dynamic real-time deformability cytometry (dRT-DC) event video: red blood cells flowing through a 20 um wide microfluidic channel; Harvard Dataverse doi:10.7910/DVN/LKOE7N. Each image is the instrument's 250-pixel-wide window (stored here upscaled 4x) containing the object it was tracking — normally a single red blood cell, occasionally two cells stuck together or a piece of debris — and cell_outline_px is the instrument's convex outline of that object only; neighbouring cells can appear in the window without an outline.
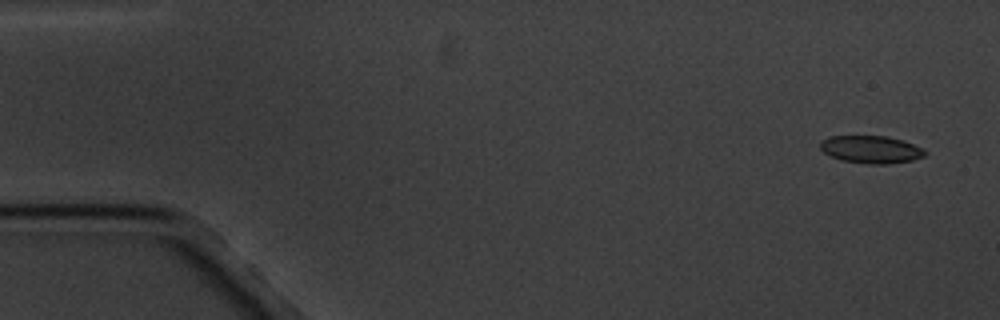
{"species": "common noctule bat (a hibernating species)", "species_latin": "Nyctalus noctula", "temperature_condition": "cold", "stored_images_in_passage": 6, "segment_of_instrument_passage": [1, 2], "camera_frame_rate_fps": 3000, "um_per_image_px": 0.085, "animal": {"sex": "male", "body_mass_g": 20.1, "forearm_length_mm": 53.5}, "frame": {"image": 1, "passage_image": 1, "time_ms": 0.0, "image_size_px": [1000, 320], "cell_outline_px": [[928, 152], [924, 156], [912, 160], [884, 164], [868, 164], [840, 160], [824, 152], [820, 148], [820, 144], [824, 140], [832, 136], [888, 136], [904, 140], [924, 148]], "centroid_in_image_um": [74.09, 12.7], "position_along_channel_um": 10.9, "area_um2": 16.82}}
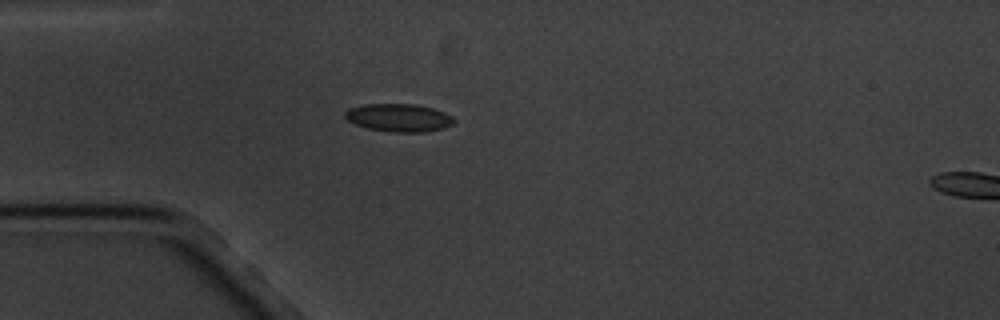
{"frame": {"image": 2, "passage_image": 5, "time_ms": 4.333, "image_size_px": [1000, 320], "cell_outline_px": [[456, 120], [452, 124], [444, 128], [424, 132], [392, 132], [368, 128], [356, 124], [348, 120], [344, 116], [344, 112], [348, 108], [364, 104], [416, 104], [432, 108], [444, 112], [452, 116]], "centroid_in_image_um": [33.9, 10.0], "position_along_channel_um": 51.1, "area_um2": 17.74}}